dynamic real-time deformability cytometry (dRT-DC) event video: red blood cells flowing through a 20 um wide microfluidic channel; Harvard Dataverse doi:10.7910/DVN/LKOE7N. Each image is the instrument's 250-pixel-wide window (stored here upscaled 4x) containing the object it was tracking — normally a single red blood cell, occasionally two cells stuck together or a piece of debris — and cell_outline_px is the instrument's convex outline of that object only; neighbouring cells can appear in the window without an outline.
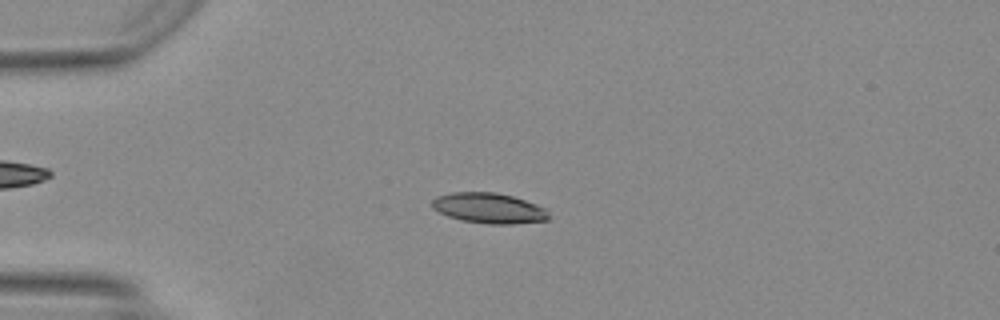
{"species": "Egyptian fruit bat (a non-hibernating species)", "species_latin": "Rousettus aegyptiacus", "temperature_condition": "warm", "stored_images_in_passage": 45, "camera_frame_rate_fps": 3000, "um_per_image_px": 0.085, "animal": {"sex": "female"}, "frame": {"image": 1, "passage_image": 9, "time_ms": 2.667, "image_size_px": [1000, 320], "cell_outline_px": [[548, 220], [512, 224], [488, 224], [460, 220], [448, 216], [432, 208], [432, 200], [436, 196], [452, 192], [496, 192], [512, 196], [548, 208]], "centroid_in_image_um": [41.56, 17.69], "position_along_channel_um": 43.4, "area_um2": 20.75}}
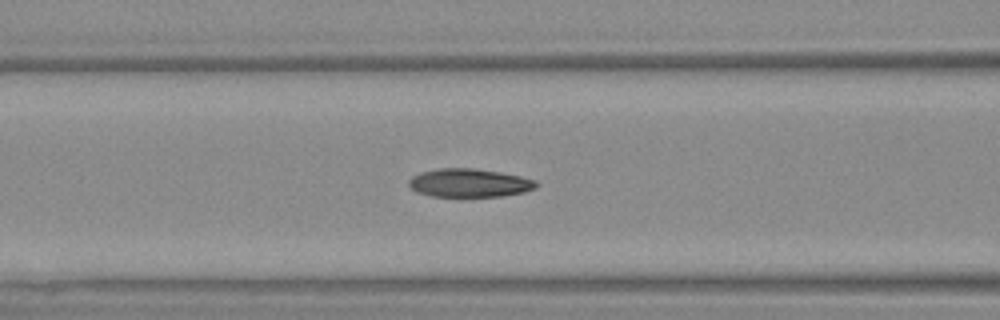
{"frame": {"image": 2, "passage_image": 17, "time_ms": 5.333, "image_size_px": [1000, 320], "cell_outline_px": [[540, 184], [536, 188], [524, 192], [500, 196], [432, 196], [416, 192], [408, 184], [408, 180], [412, 176], [420, 172], [440, 168], [472, 168], [500, 172], [520, 176], [536, 180]], "centroid_in_image_um": [39.9, 15.54], "position_along_channel_um": 126.7, "area_um2": 21.1}}
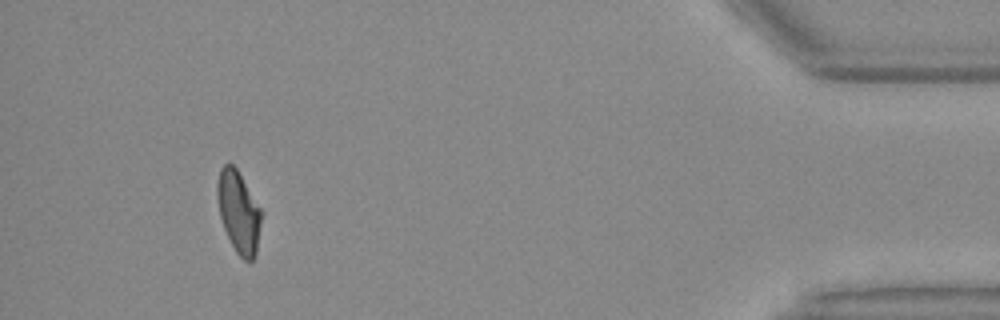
{"frame": {"image": 3, "passage_image": 42, "time_ms": 13.667, "image_size_px": [1000, 320], "cell_outline_px": [[260, 224], [256, 252], [252, 260], [244, 260], [236, 252], [224, 228], [220, 216], [216, 196], [216, 184], [220, 168], [224, 164], [232, 164], [236, 168], [260, 208]], "centroid_in_image_um": [20.24, 17.99], "position_along_channel_um": 415.0, "area_um2": 20.52}, "authors_computed_cell_mechanics": {"area_um2": 21.097, "velocity_mm_per_s": 4.2096, "shape_relaxation_time_tau1_ms": null, "shape_relaxation_time_tau2_ms": 1.7868, "deformation_change_tau1": null, "deformation_change_tau2": 0.0816}}